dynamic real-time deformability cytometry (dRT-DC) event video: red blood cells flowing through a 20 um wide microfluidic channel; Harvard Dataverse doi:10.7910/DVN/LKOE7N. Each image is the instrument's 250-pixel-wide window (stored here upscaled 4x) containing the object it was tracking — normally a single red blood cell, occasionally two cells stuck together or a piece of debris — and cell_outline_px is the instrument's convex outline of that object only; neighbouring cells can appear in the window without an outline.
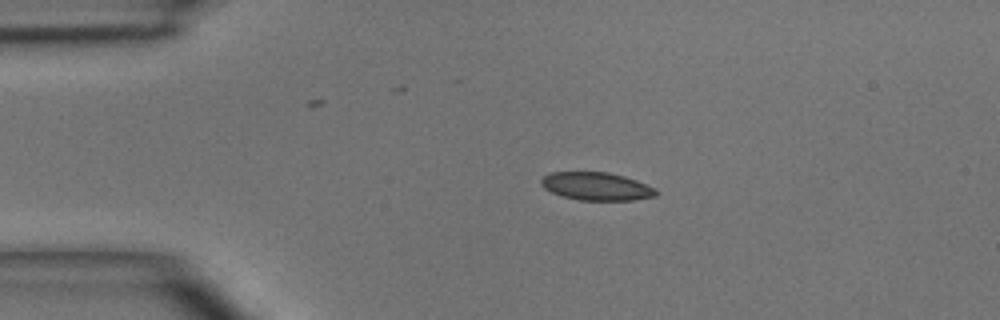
{"species": "common noctule bat (a hibernating species)", "species_latin": "Nyctalus noctula", "temperature_condition": "room temperature", "stored_images_in_passage": 2, "camera_frame_rate_fps": 3000, "um_per_image_px": 0.085, "animal": {"sex": "male", "body_mass_g": 15.6}, "frame": {"image": 1, "passage_image": 1, "time_ms": 0.0, "image_size_px": [1000, 320], "cell_outline_px": [[660, 192], [656, 196], [632, 200], [580, 200], [564, 196], [552, 192], [544, 188], [540, 184], [540, 180], [544, 176], [552, 172], [608, 172], [624, 176], [636, 180], [656, 188]], "centroid_in_image_um": [50.73, 15.83], "position_along_channel_um": 34.3, "area_um2": 18.73}}